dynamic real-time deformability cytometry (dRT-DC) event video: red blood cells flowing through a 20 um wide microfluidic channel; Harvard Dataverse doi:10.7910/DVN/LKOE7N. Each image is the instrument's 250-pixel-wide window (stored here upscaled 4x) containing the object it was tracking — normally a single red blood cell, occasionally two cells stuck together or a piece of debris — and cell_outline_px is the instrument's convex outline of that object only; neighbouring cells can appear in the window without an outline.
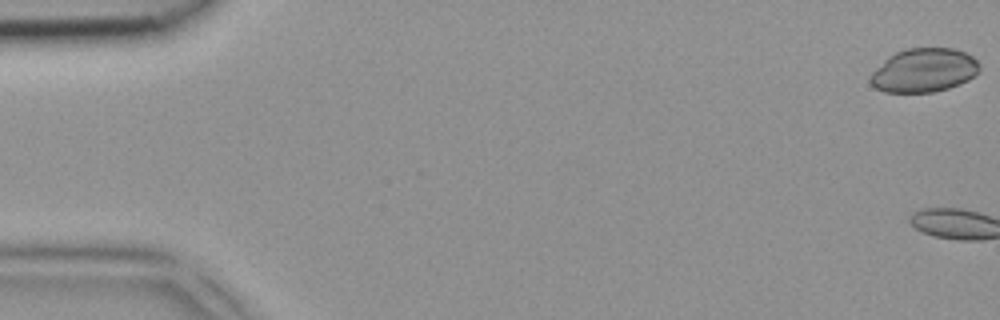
{"species": "common noctule bat (a hibernating species)", "species_latin": "Nyctalus noctula", "temperature_condition": "room temperature", "stored_images_in_passage": 3, "camera_frame_rate_fps": 3000, "um_per_image_px": 0.085, "animal": {"sex": "female", "body_mass_g": 18.4}, "frame": {"image": 1, "passage_image": 1, "time_ms": 0.0, "image_size_px": [1000, 320], "cell_outline_px": [[980, 68], [968, 80], [960, 84], [948, 88], [932, 92], [884, 92], [876, 88], [868, 80], [868, 76], [888, 56], [896, 52], [908, 48], [952, 48], [964, 52], [972, 56], [980, 64]], "centroid_in_image_um": [78.51, 5.97], "position_along_channel_um": 6.5, "area_um2": 27.8}}